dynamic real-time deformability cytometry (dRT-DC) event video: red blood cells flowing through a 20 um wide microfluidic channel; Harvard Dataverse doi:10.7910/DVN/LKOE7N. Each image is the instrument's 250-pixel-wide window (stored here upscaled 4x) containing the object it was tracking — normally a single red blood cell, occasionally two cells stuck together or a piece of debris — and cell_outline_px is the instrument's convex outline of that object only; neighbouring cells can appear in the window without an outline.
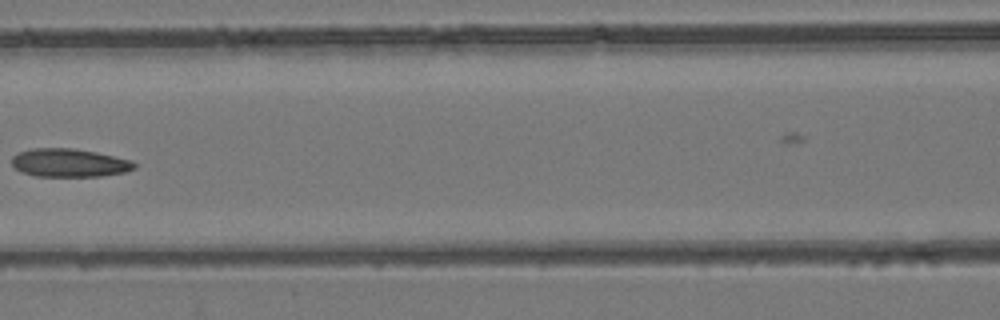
{"species": "common noctule bat (a hibernating species)", "species_latin": "Nyctalus noctula", "temperature_condition": "room temperature", "stored_images_in_passage": 8, "camera_frame_rate_fps": 3000, "um_per_image_px": 0.085, "animal": {"sex": "female", "body_mass_g": 24.6, "forearm_length_mm": 56.2}, "frame": {"image": 1, "passage_image": 5, "time_ms": 4.667, "image_size_px": [1000, 320], "cell_outline_px": [[136, 168], [124, 172], [100, 176], [36, 176], [20, 172], [12, 164], [12, 156], [20, 152], [32, 148], [72, 148], [96, 152], [132, 160], [136, 164]], "centroid_in_image_um": [5.89, 13.84], "position_along_channel_um": 160.7, "area_um2": 20.17}}
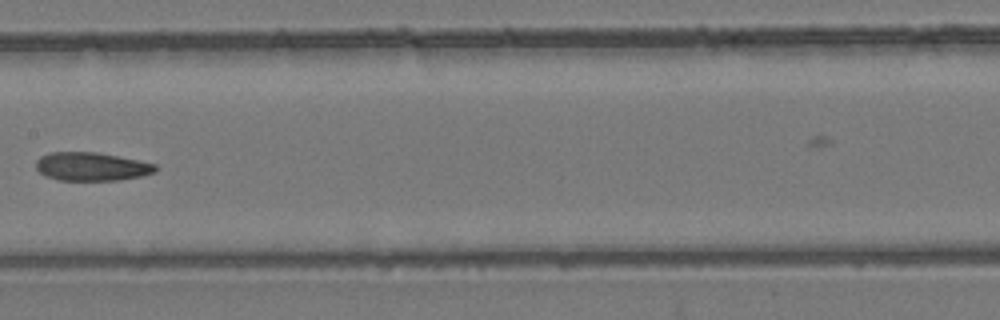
{"frame": {"image": 2, "passage_image": 6, "time_ms": 5.667, "image_size_px": [1000, 320], "cell_outline_px": [[156, 172], [140, 176], [120, 180], [60, 180], [44, 176], [36, 168], [36, 160], [40, 156], [52, 152], [96, 152], [156, 164]], "centroid_in_image_um": [7.75, 14.16], "position_along_channel_um": 199.7, "area_um2": 19.65}}
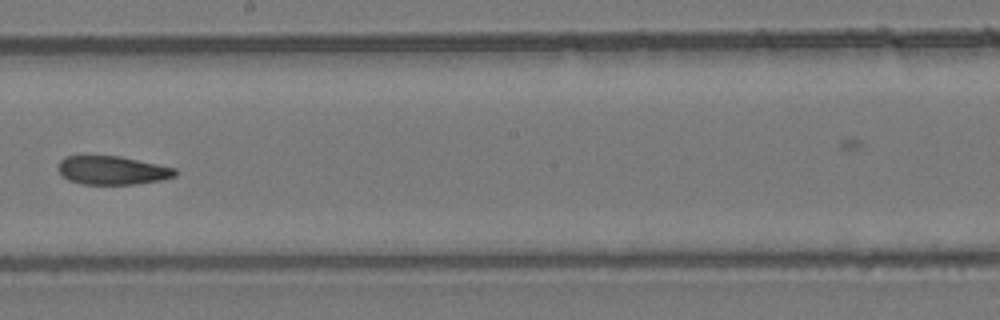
{"frame": {"image": 3, "passage_image": 7, "time_ms": 6.667, "image_size_px": [1000, 320], "cell_outline_px": [[176, 176], [160, 180], [136, 184], [84, 184], [68, 180], [56, 168], [60, 160], [64, 156], [84, 152], [120, 156], [176, 168]], "centroid_in_image_um": [9.45, 14.42], "position_along_channel_um": 238.7, "area_um2": 20.23}}